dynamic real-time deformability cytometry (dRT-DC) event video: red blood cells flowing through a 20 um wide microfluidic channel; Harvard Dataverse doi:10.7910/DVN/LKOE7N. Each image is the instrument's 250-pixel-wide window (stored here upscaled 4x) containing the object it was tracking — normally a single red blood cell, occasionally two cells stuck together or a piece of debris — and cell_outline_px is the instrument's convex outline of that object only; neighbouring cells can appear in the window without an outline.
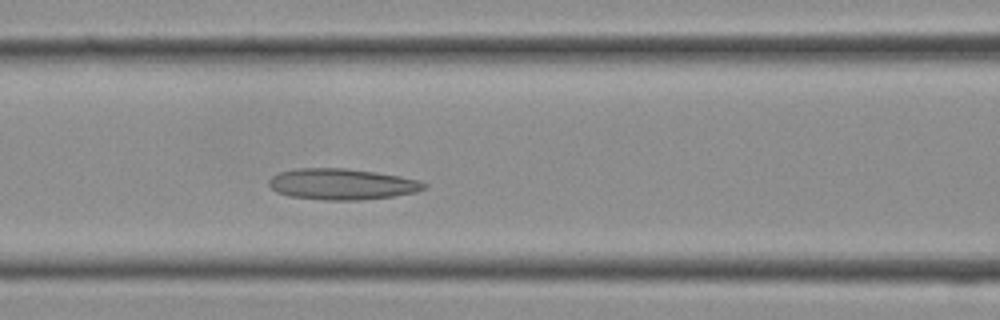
{"species": "Egyptian fruit bat (a non-hibernating species)", "species_latin": "Rousettus aegyptiacus", "temperature_condition": "cold", "stored_images_in_passage": 10, "camera_frame_rate_fps": 3000, "um_per_image_px": 0.085, "frame": {"image": 1, "passage_image": 10, "time_ms": 3.0, "image_size_px": [1000, 320], "cell_outline_px": [[428, 188], [416, 192], [392, 196], [360, 200], [324, 200], [288, 196], [276, 192], [268, 184], [268, 180], [272, 176], [280, 172], [300, 168], [348, 168], [376, 172], [400, 176], [416, 180], [428, 184]], "centroid_in_image_um": [29.06, 15.65], "position_along_channel_um": 137.5, "area_um2": 28.15}}